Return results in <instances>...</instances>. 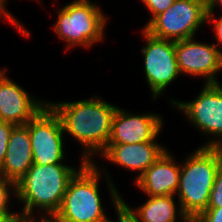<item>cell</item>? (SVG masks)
I'll use <instances>...</instances> for the list:
<instances>
[{
	"instance_id": "1",
	"label": "cell",
	"mask_w": 222,
	"mask_h": 222,
	"mask_svg": "<svg viewBox=\"0 0 222 222\" xmlns=\"http://www.w3.org/2000/svg\"><path fill=\"white\" fill-rule=\"evenodd\" d=\"M60 118L63 132L81 145V158L94 162L106 148L118 106L96 94L77 101H48Z\"/></svg>"
},
{
	"instance_id": "2",
	"label": "cell",
	"mask_w": 222,
	"mask_h": 222,
	"mask_svg": "<svg viewBox=\"0 0 222 222\" xmlns=\"http://www.w3.org/2000/svg\"><path fill=\"white\" fill-rule=\"evenodd\" d=\"M96 163L86 162L71 178L61 206L52 217L56 222H114L106 215L105 204L101 201L99 184L104 177L109 187L111 206L117 218L121 216L122 195L107 168H100Z\"/></svg>"
},
{
	"instance_id": "3",
	"label": "cell",
	"mask_w": 222,
	"mask_h": 222,
	"mask_svg": "<svg viewBox=\"0 0 222 222\" xmlns=\"http://www.w3.org/2000/svg\"><path fill=\"white\" fill-rule=\"evenodd\" d=\"M80 159L77 168L66 165V162L52 165L33 164L29 168L16 183V199L20 205L23 204L19 211L23 221L52 218L55 215L71 178L86 163L83 158Z\"/></svg>"
},
{
	"instance_id": "4",
	"label": "cell",
	"mask_w": 222,
	"mask_h": 222,
	"mask_svg": "<svg viewBox=\"0 0 222 222\" xmlns=\"http://www.w3.org/2000/svg\"><path fill=\"white\" fill-rule=\"evenodd\" d=\"M182 162L175 196L183 213L192 222L208 207L213 183L222 163V147L199 146Z\"/></svg>"
},
{
	"instance_id": "5",
	"label": "cell",
	"mask_w": 222,
	"mask_h": 222,
	"mask_svg": "<svg viewBox=\"0 0 222 222\" xmlns=\"http://www.w3.org/2000/svg\"><path fill=\"white\" fill-rule=\"evenodd\" d=\"M52 26L56 36L65 43V52L72 48L91 49L105 41L108 18L100 5L91 0H72L59 8Z\"/></svg>"
},
{
	"instance_id": "6",
	"label": "cell",
	"mask_w": 222,
	"mask_h": 222,
	"mask_svg": "<svg viewBox=\"0 0 222 222\" xmlns=\"http://www.w3.org/2000/svg\"><path fill=\"white\" fill-rule=\"evenodd\" d=\"M191 101L170 99V105L183 114L199 133L209 137L200 147H222V83H203ZM211 137V138H210Z\"/></svg>"
},
{
	"instance_id": "7",
	"label": "cell",
	"mask_w": 222,
	"mask_h": 222,
	"mask_svg": "<svg viewBox=\"0 0 222 222\" xmlns=\"http://www.w3.org/2000/svg\"><path fill=\"white\" fill-rule=\"evenodd\" d=\"M206 22V0H175L144 29L155 37L179 41L196 37Z\"/></svg>"
},
{
	"instance_id": "8",
	"label": "cell",
	"mask_w": 222,
	"mask_h": 222,
	"mask_svg": "<svg viewBox=\"0 0 222 222\" xmlns=\"http://www.w3.org/2000/svg\"><path fill=\"white\" fill-rule=\"evenodd\" d=\"M141 35L146 43L140 50L144 60V77L154 102L181 75L176 60L175 41L155 37L144 28L141 29Z\"/></svg>"
},
{
	"instance_id": "9",
	"label": "cell",
	"mask_w": 222,
	"mask_h": 222,
	"mask_svg": "<svg viewBox=\"0 0 222 222\" xmlns=\"http://www.w3.org/2000/svg\"><path fill=\"white\" fill-rule=\"evenodd\" d=\"M28 130L34 164L52 165L66 162L62 124L48 104L28 122Z\"/></svg>"
},
{
	"instance_id": "10",
	"label": "cell",
	"mask_w": 222,
	"mask_h": 222,
	"mask_svg": "<svg viewBox=\"0 0 222 222\" xmlns=\"http://www.w3.org/2000/svg\"><path fill=\"white\" fill-rule=\"evenodd\" d=\"M175 54L181 75L203 77L205 83H220L222 53L215 44L199 42L196 38L175 41Z\"/></svg>"
},
{
	"instance_id": "11",
	"label": "cell",
	"mask_w": 222,
	"mask_h": 222,
	"mask_svg": "<svg viewBox=\"0 0 222 222\" xmlns=\"http://www.w3.org/2000/svg\"><path fill=\"white\" fill-rule=\"evenodd\" d=\"M164 118L159 113H133L118 106L113 120L108 144H133L158 141Z\"/></svg>"
},
{
	"instance_id": "12",
	"label": "cell",
	"mask_w": 222,
	"mask_h": 222,
	"mask_svg": "<svg viewBox=\"0 0 222 222\" xmlns=\"http://www.w3.org/2000/svg\"><path fill=\"white\" fill-rule=\"evenodd\" d=\"M5 71L0 76V121L15 125L27 124L48 100H41L28 93L24 87L7 76Z\"/></svg>"
},
{
	"instance_id": "13",
	"label": "cell",
	"mask_w": 222,
	"mask_h": 222,
	"mask_svg": "<svg viewBox=\"0 0 222 222\" xmlns=\"http://www.w3.org/2000/svg\"><path fill=\"white\" fill-rule=\"evenodd\" d=\"M166 150L167 146L161 145L158 141L107 144L99 158L127 171L137 172L133 181L135 182Z\"/></svg>"
},
{
	"instance_id": "14",
	"label": "cell",
	"mask_w": 222,
	"mask_h": 222,
	"mask_svg": "<svg viewBox=\"0 0 222 222\" xmlns=\"http://www.w3.org/2000/svg\"><path fill=\"white\" fill-rule=\"evenodd\" d=\"M167 149L135 182L146 196L176 195L181 163ZM179 163V164H178Z\"/></svg>"
},
{
	"instance_id": "15",
	"label": "cell",
	"mask_w": 222,
	"mask_h": 222,
	"mask_svg": "<svg viewBox=\"0 0 222 222\" xmlns=\"http://www.w3.org/2000/svg\"><path fill=\"white\" fill-rule=\"evenodd\" d=\"M146 197L142 205L132 208L122 196L121 216L127 222H191L175 195Z\"/></svg>"
},
{
	"instance_id": "16",
	"label": "cell",
	"mask_w": 222,
	"mask_h": 222,
	"mask_svg": "<svg viewBox=\"0 0 222 222\" xmlns=\"http://www.w3.org/2000/svg\"><path fill=\"white\" fill-rule=\"evenodd\" d=\"M33 164L28 123L15 125L9 137L5 160L0 166V177L17 183Z\"/></svg>"
},
{
	"instance_id": "17",
	"label": "cell",
	"mask_w": 222,
	"mask_h": 222,
	"mask_svg": "<svg viewBox=\"0 0 222 222\" xmlns=\"http://www.w3.org/2000/svg\"><path fill=\"white\" fill-rule=\"evenodd\" d=\"M16 197V183L0 177V222L22 221L19 212L10 209L12 205L10 201L12 198L16 200Z\"/></svg>"
},
{
	"instance_id": "18",
	"label": "cell",
	"mask_w": 222,
	"mask_h": 222,
	"mask_svg": "<svg viewBox=\"0 0 222 222\" xmlns=\"http://www.w3.org/2000/svg\"><path fill=\"white\" fill-rule=\"evenodd\" d=\"M142 5L148 10L150 15L149 21L143 26L145 28L157 15L163 13L175 0H140Z\"/></svg>"
},
{
	"instance_id": "19",
	"label": "cell",
	"mask_w": 222,
	"mask_h": 222,
	"mask_svg": "<svg viewBox=\"0 0 222 222\" xmlns=\"http://www.w3.org/2000/svg\"><path fill=\"white\" fill-rule=\"evenodd\" d=\"M7 2L5 0H0V20L2 19L6 23H10L19 33L24 37H29L31 32L24 27L21 21L18 20L11 11L7 9Z\"/></svg>"
},
{
	"instance_id": "20",
	"label": "cell",
	"mask_w": 222,
	"mask_h": 222,
	"mask_svg": "<svg viewBox=\"0 0 222 222\" xmlns=\"http://www.w3.org/2000/svg\"><path fill=\"white\" fill-rule=\"evenodd\" d=\"M220 207H222V163L216 174L207 208H220Z\"/></svg>"
},
{
	"instance_id": "21",
	"label": "cell",
	"mask_w": 222,
	"mask_h": 222,
	"mask_svg": "<svg viewBox=\"0 0 222 222\" xmlns=\"http://www.w3.org/2000/svg\"><path fill=\"white\" fill-rule=\"evenodd\" d=\"M14 126L11 122L0 121V166L5 160L9 137Z\"/></svg>"
},
{
	"instance_id": "22",
	"label": "cell",
	"mask_w": 222,
	"mask_h": 222,
	"mask_svg": "<svg viewBox=\"0 0 222 222\" xmlns=\"http://www.w3.org/2000/svg\"><path fill=\"white\" fill-rule=\"evenodd\" d=\"M214 13H207V22L209 25L213 26L214 29V37L216 40L215 46L218 50L222 53V16L220 15L219 18Z\"/></svg>"
},
{
	"instance_id": "23",
	"label": "cell",
	"mask_w": 222,
	"mask_h": 222,
	"mask_svg": "<svg viewBox=\"0 0 222 222\" xmlns=\"http://www.w3.org/2000/svg\"><path fill=\"white\" fill-rule=\"evenodd\" d=\"M192 222H222V207L207 208Z\"/></svg>"
},
{
	"instance_id": "24",
	"label": "cell",
	"mask_w": 222,
	"mask_h": 222,
	"mask_svg": "<svg viewBox=\"0 0 222 222\" xmlns=\"http://www.w3.org/2000/svg\"><path fill=\"white\" fill-rule=\"evenodd\" d=\"M206 6L207 13H215V9H218L219 7L222 11V0H206Z\"/></svg>"
},
{
	"instance_id": "25",
	"label": "cell",
	"mask_w": 222,
	"mask_h": 222,
	"mask_svg": "<svg viewBox=\"0 0 222 222\" xmlns=\"http://www.w3.org/2000/svg\"><path fill=\"white\" fill-rule=\"evenodd\" d=\"M27 222H56L53 218H34L29 219Z\"/></svg>"
},
{
	"instance_id": "26",
	"label": "cell",
	"mask_w": 222,
	"mask_h": 222,
	"mask_svg": "<svg viewBox=\"0 0 222 222\" xmlns=\"http://www.w3.org/2000/svg\"><path fill=\"white\" fill-rule=\"evenodd\" d=\"M117 222H127L122 216H120L119 218H117Z\"/></svg>"
},
{
	"instance_id": "27",
	"label": "cell",
	"mask_w": 222,
	"mask_h": 222,
	"mask_svg": "<svg viewBox=\"0 0 222 222\" xmlns=\"http://www.w3.org/2000/svg\"><path fill=\"white\" fill-rule=\"evenodd\" d=\"M7 70H8V69H6V68L4 69V67H3V69L1 68V69H0V76H1L5 71H7Z\"/></svg>"
},
{
	"instance_id": "28",
	"label": "cell",
	"mask_w": 222,
	"mask_h": 222,
	"mask_svg": "<svg viewBox=\"0 0 222 222\" xmlns=\"http://www.w3.org/2000/svg\"><path fill=\"white\" fill-rule=\"evenodd\" d=\"M5 1H6V2H8L7 0H5ZM33 1H36V2L38 1V3H40V2H41V0H33Z\"/></svg>"
}]
</instances>
